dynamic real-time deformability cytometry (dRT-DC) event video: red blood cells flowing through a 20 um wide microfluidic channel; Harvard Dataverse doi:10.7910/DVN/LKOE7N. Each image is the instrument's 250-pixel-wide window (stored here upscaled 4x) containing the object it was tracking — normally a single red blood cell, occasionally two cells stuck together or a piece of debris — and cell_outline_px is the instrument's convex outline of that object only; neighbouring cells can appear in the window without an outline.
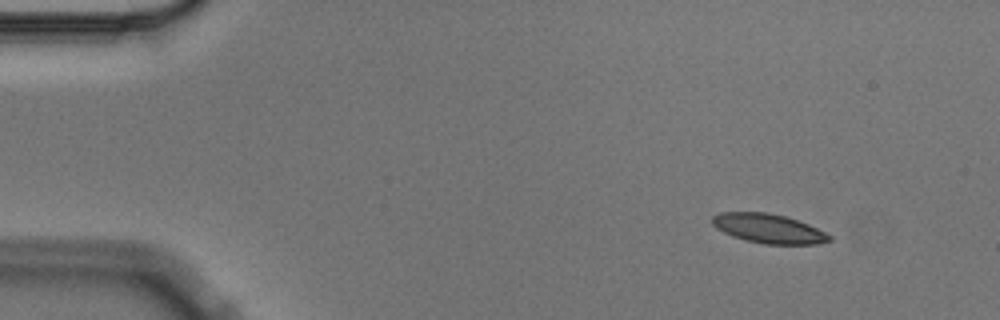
{"species": "Egyptian fruit bat (a non-hibernating species)", "species_latin": "Rousettus aegyptiacus", "temperature_condition": "cold", "stored_images_in_passage": 5, "camera_frame_rate_fps": 3000, "um_per_image_px": 0.085, "animal": {"sex": "male"}, "frame": {"image": 1, "passage_image": 1, "time_ms": 0.0, "image_size_px": [1000, 320], "cell_outline_px": [[832, 240], [816, 244], [764, 244], [744, 240], [732, 236], [716, 228], [712, 224], [712, 216], [720, 212], [768, 212], [784, 216], [808, 224], [832, 236]], "centroid_in_image_um": [65.3, 19.43], "position_along_channel_um": 19.7, "area_um2": 19.94}}
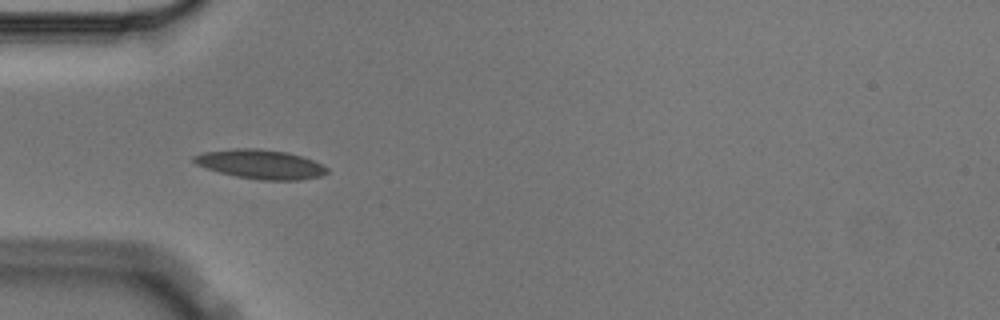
{"frame": {"image": 2, "passage_image": 4, "time_ms": 1.0, "image_size_px": [1000, 320], "cell_outline_px": [[328, 172], [320, 176], [300, 180], [260, 180], [236, 176], [220, 172], [196, 164], [192, 160], [192, 156], [204, 152], [236, 148], [256, 148], [288, 152], [312, 160], [328, 168]], "centroid_in_image_um": [22.14, 13.96], "position_along_channel_um": 62.9, "area_um2": 22.48}}
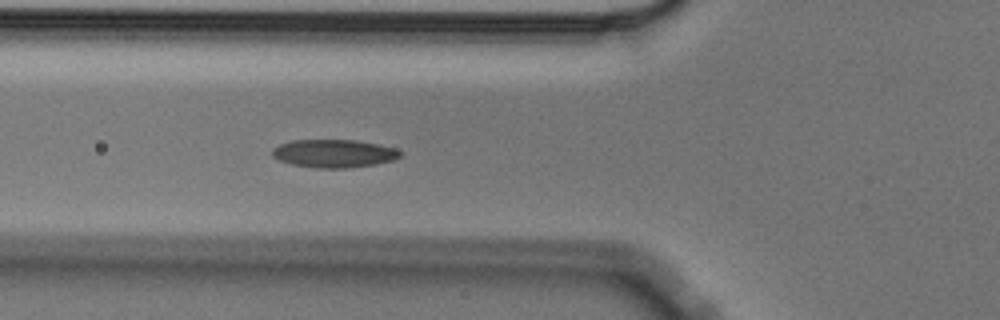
{"frame": {"image": 3, "passage_image": 5, "time_ms": 1.333, "image_size_px": [1000, 320], "cell_outline_px": [[400, 156], [392, 160], [376, 164], [348, 168], [316, 168], [292, 164], [280, 160], [272, 156], [272, 148], [280, 144], [292, 140], [356, 140], [376, 144], [392, 148], [400, 152]], "centroid_in_image_um": [28.33, 13.05], "position_along_channel_um": 97.5, "area_um2": 20.69}}